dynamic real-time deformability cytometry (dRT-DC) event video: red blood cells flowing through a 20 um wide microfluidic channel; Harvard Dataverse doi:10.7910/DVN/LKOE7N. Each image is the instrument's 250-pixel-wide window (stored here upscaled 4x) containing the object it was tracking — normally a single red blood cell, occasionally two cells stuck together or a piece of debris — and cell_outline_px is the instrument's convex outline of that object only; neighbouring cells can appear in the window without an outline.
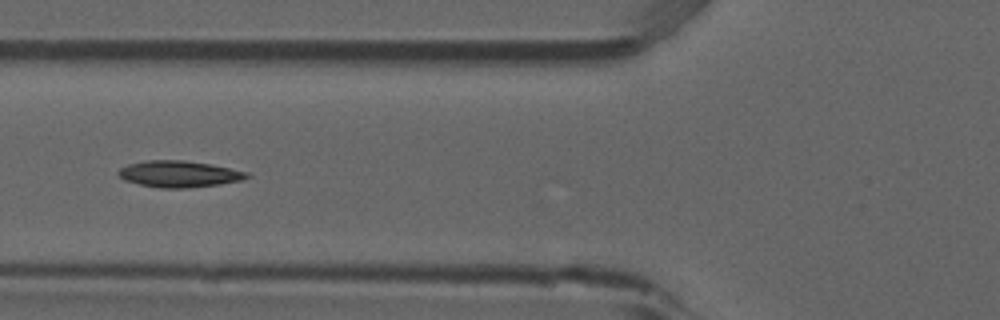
{"species": "common noctule bat (a hibernating species)", "species_latin": "Nyctalus noctula", "temperature_condition": "room temperature", "stored_images_in_passage": 7, "camera_frame_rate_fps": 3000, "um_per_image_px": 0.085, "animal": {"sex": "male", "forearm_length_mm": 52.5}, "frame": {"image": 1, "passage_image": 5, "time_ms": 1.333, "image_size_px": [1000, 320], "cell_outline_px": [[252, 176], [240, 180], [220, 184], [188, 188], [160, 188], [140, 184], [124, 180], [116, 172], [120, 168], [128, 164], [148, 160], [184, 160], [212, 164], [248, 172]], "centroid_in_image_um": [15.23, 14.78], "position_along_channel_um": 110.6, "area_um2": 19.83}}
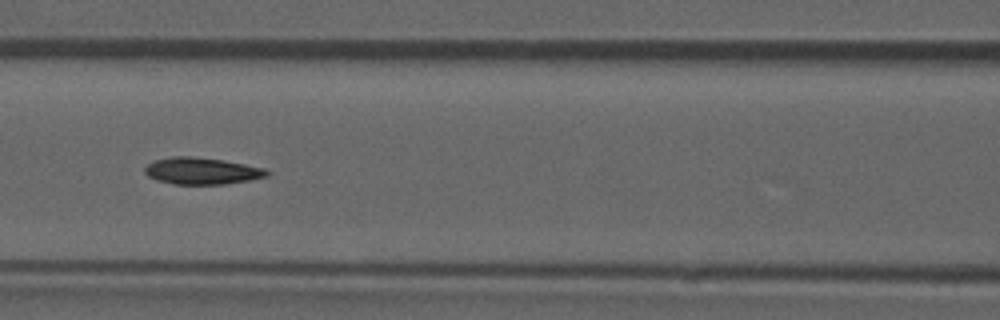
{"frame": {"image": 2, "passage_image": 6, "time_ms": 1.667, "image_size_px": [1000, 320], "cell_outline_px": [[272, 172], [268, 176], [248, 180], [224, 184], [172, 184], [156, 180], [148, 176], [144, 172], [144, 168], [148, 164], [156, 160], [172, 156], [192, 156], [220, 160], [244, 164], [264, 168]], "centroid_in_image_um": [17.14, 14.53], "position_along_channel_um": 149.5, "area_um2": 18.96}}